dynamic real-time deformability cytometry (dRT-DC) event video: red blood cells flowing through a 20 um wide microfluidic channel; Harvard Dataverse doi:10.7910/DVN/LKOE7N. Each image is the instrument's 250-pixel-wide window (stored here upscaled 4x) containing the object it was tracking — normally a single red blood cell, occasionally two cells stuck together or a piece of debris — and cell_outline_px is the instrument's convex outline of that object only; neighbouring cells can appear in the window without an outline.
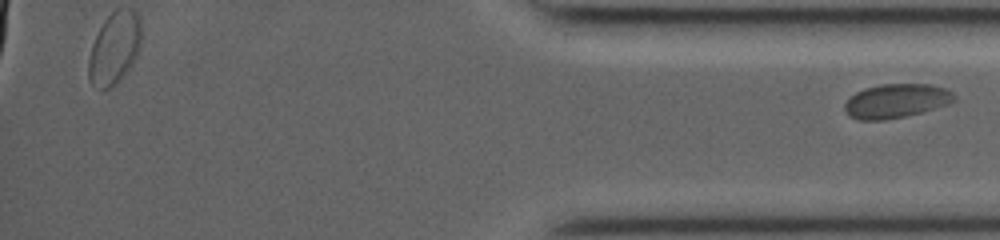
{"species": "common noctule bat (a hibernating species)", "species_latin": "Nyctalus noctula", "temperature_condition": "room temperature", "stored_images_in_passage": 30, "segment_of_instrument_passage": [2, 2], "camera_frame_rate_fps": 3000, "um_per_image_px": 0.085, "animal": {"sex": "female", "body_mass_g": 19.0, "forearm_length_mm": 53.3}, "frame": {"image": 1, "passage_image": 30, "time_ms": 9.667, "image_size_px": [1000, 240], "cell_outline_px": [[956, 100], [948, 104], [936, 108], [904, 116], [884, 120], [860, 120], [848, 116], [844, 108], [844, 104], [856, 92], [864, 88], [880, 84], [932, 84], [948, 88], [956, 96]], "centroid_in_image_um": [76.2, 8.57], "position_along_channel_um": 359.0, "area_um2": 21.85}}